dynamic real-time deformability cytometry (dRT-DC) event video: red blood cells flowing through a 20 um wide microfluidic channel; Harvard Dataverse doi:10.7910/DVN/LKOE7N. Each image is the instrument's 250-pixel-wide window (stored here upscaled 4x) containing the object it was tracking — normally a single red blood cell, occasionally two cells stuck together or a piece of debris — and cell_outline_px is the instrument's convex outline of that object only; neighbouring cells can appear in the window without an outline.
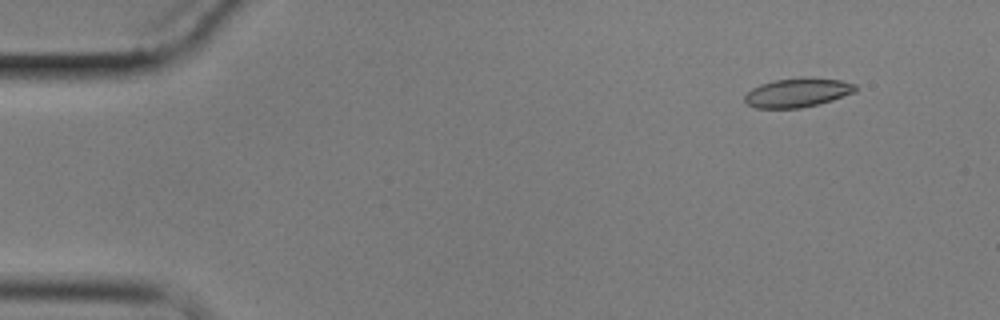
{"species": "common noctule bat (a hibernating species)", "species_latin": "Nyctalus noctula", "temperature_condition": "cold", "stored_images_in_passage": 3, "camera_frame_rate_fps": 3000, "um_per_image_px": 0.085, "animal": {"sex": "male", "body_mass_g": 17.9}, "frame": {"image": 1, "passage_image": 2, "time_ms": 1.333, "image_size_px": [1000, 320], "cell_outline_px": [[856, 92], [820, 104], [800, 108], [756, 108], [748, 104], [744, 100], [744, 96], [752, 88], [760, 84], [776, 80], [800, 76], [840, 80], [856, 84]], "centroid_in_image_um": [67.8, 7.86], "position_along_channel_um": 17.2, "area_um2": 18.9}}